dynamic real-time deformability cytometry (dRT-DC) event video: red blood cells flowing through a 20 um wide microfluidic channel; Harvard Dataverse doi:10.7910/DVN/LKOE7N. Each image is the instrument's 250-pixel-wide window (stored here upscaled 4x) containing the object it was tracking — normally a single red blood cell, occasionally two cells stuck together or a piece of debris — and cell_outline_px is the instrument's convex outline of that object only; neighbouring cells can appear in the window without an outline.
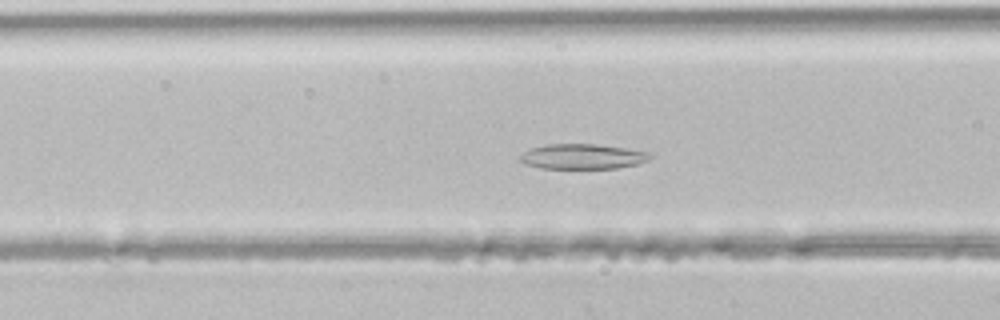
{"species": "common noctule bat (a hibernating species)", "species_latin": "Nyctalus noctula", "temperature_condition": "room temperature", "stored_images_in_passage": 45, "segment_of_instrument_passage": [1, 2], "camera_frame_rate_fps": 3000, "um_per_image_px": 0.085, "animal": {"sex": "male", "body_mass_g": 21.5, "forearm_length_mm": 52.0}, "frame": {"image": 1, "passage_image": 18, "time_ms": 5.667, "image_size_px": [1000, 320], "cell_outline_px": [[652, 156], [648, 160], [636, 164], [616, 168], [540, 168], [524, 164], [520, 160], [520, 156], [524, 152], [532, 148], [548, 144], [596, 144], [624, 148], [648, 152]], "centroid_in_image_um": [49.49, 13.3], "position_along_channel_um": 117.1, "area_um2": 18.79}}
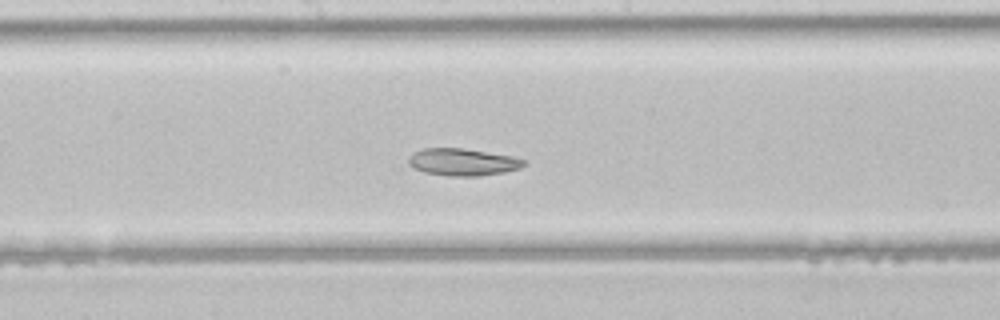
{"frame": {"image": 2, "passage_image": 24, "time_ms": 7.667, "image_size_px": [1000, 320], "cell_outline_px": [[528, 164], [520, 168], [504, 172], [480, 176], [448, 176], [424, 172], [408, 164], [408, 156], [412, 152], [420, 148], [464, 148], [512, 156], [524, 160]], "centroid_in_image_um": [39.31, 13.77], "position_along_channel_um": 208.9, "area_um2": 18.44}}
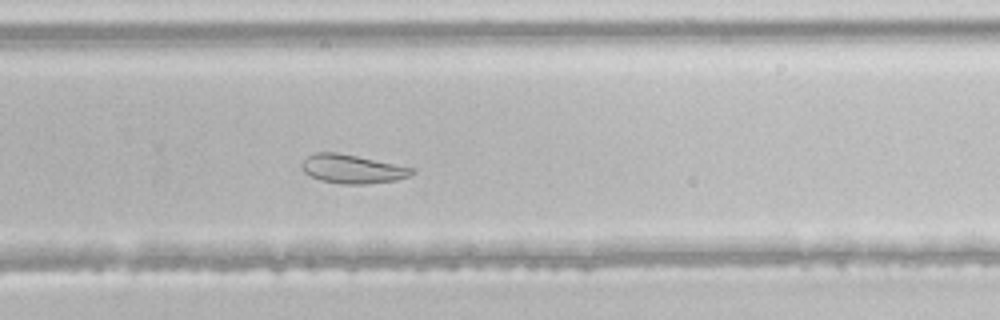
{"frame": {"image": 3, "passage_image": 30, "time_ms": 9.667, "image_size_px": [1000, 320], "cell_outline_px": [[416, 172], [408, 176], [396, 180], [368, 184], [344, 184], [320, 180], [304, 172], [300, 168], [300, 164], [308, 156], [316, 152], [336, 152], [416, 168]], "centroid_in_image_um": [29.95, 14.36], "position_along_channel_um": 299.8, "area_um2": 18.44}}